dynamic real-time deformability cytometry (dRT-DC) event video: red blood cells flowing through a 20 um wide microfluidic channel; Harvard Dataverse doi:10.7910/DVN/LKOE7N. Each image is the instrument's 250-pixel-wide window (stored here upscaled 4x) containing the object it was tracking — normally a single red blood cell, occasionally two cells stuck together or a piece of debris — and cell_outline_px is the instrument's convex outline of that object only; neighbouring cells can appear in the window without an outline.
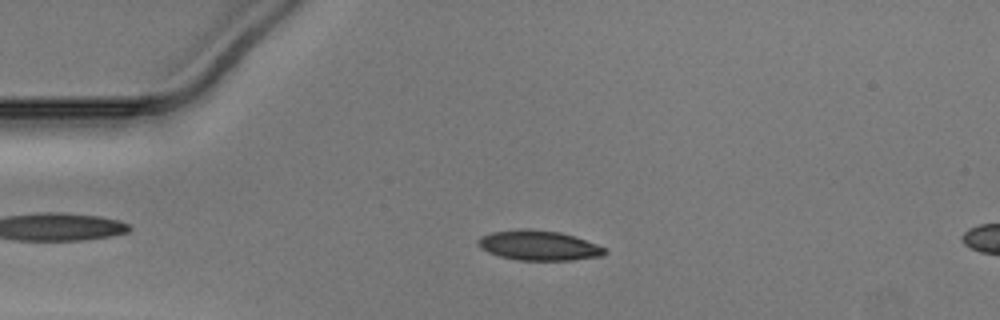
{"species": "Egyptian fruit bat (a non-hibernating species)", "species_latin": "Rousettus aegyptiacus", "temperature_condition": "warm", "stored_images_in_passage": 15, "camera_frame_rate_fps": 3000, "um_per_image_px": 0.085, "animal": {"sex": "male"}, "frame": {"image": 1, "passage_image": 11, "time_ms": 3.333, "image_size_px": [1000, 320], "cell_outline_px": [[608, 252], [600, 256], [572, 260], [516, 260], [500, 256], [488, 252], [480, 248], [476, 244], [476, 240], [480, 236], [492, 232], [516, 228], [528, 228], [560, 232], [596, 244], [604, 248]], "centroid_in_image_um": [45.71, 20.85], "position_along_channel_um": 39.3, "area_um2": 22.14}}